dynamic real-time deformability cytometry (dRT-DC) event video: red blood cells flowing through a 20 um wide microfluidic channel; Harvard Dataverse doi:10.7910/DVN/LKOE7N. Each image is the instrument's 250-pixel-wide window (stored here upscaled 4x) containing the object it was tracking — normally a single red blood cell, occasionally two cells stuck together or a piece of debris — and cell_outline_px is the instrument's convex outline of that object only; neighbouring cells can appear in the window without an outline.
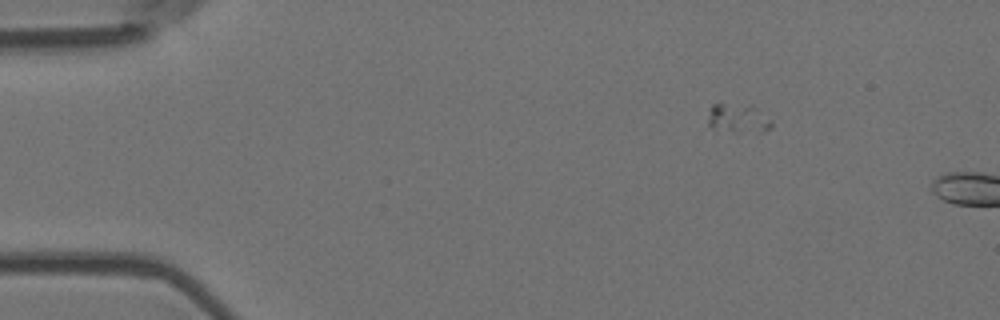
{"species": "Egyptian fruit bat (a non-hibernating species)", "species_latin": "Rousettus aegyptiacus", "temperature_condition": "room temperature", "stored_images_in_passage": 2, "camera_frame_rate_fps": 3000, "um_per_image_px": 0.085, "animal": {"sex": "female"}, "frame": {"image": 1, "passage_image": 1, "time_ms": 0.0, "image_size_px": [1000, 320], "cell_outline_px": [[772, 128], [764, 132], [736, 132], [712, 128], [708, 124], [708, 116], [712, 104], [724, 104], [756, 108], [772, 120]], "centroid_in_image_um": [62.75, 10.11], "position_along_channel_um": 22.2, "area_um2": 10.52}}